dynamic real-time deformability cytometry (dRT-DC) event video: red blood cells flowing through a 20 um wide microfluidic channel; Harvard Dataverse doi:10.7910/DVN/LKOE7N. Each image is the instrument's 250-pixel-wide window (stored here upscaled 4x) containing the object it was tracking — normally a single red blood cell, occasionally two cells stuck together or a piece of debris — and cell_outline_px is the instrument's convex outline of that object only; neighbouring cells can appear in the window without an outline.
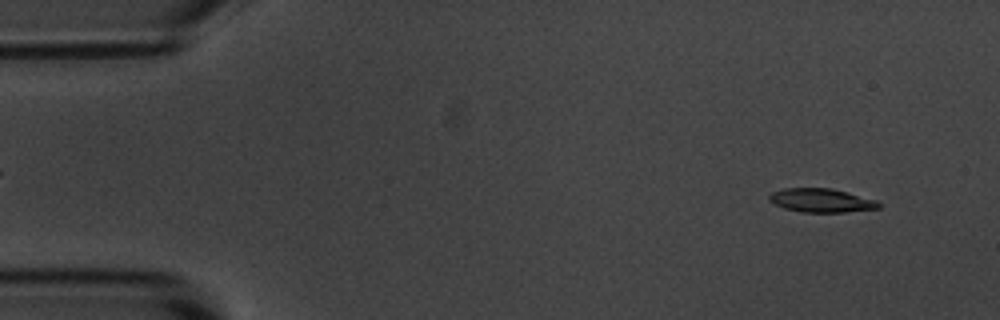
{"species": "common noctule bat (a hibernating species)", "species_latin": "Nyctalus noctula", "temperature_condition": "room temperature", "stored_images_in_passage": 55, "camera_frame_rate_fps": 3000, "um_per_image_px": 0.085, "animal": {"sex": "male", "body_mass_g": 20.1, "forearm_length_mm": 53.5}, "frame": {"image": 1, "passage_image": 4, "time_ms": 1.0, "image_size_px": [1000, 320], "cell_outline_px": [[880, 208], [844, 212], [800, 212], [784, 208], [768, 200], [768, 196], [772, 192], [784, 188], [832, 188], [848, 192], [876, 200], [880, 204]], "centroid_in_image_um": [69.8, 17.03], "position_along_channel_um": 15.2, "area_um2": 15.14}}
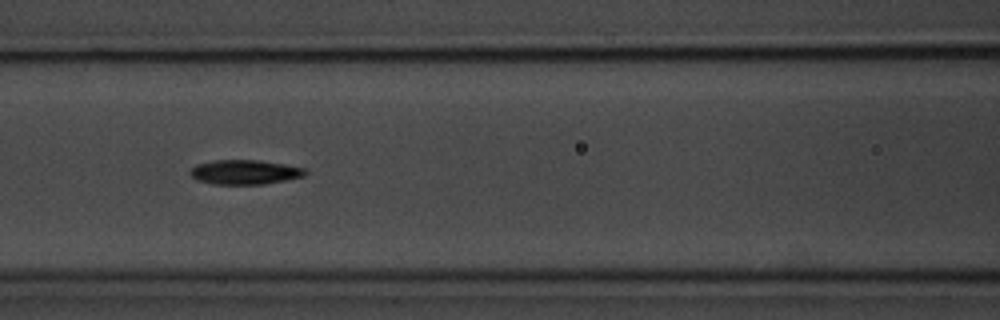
{"frame": {"image": 2, "passage_image": 23, "time_ms": 7.333, "image_size_px": [1000, 320], "cell_outline_px": [[308, 172], [304, 176], [264, 184], [212, 184], [196, 180], [188, 172], [196, 164], [216, 160], [260, 160], [308, 168]], "centroid_in_image_um": [20.82, 14.62], "position_along_channel_um": 145.8, "area_um2": 16.53}}
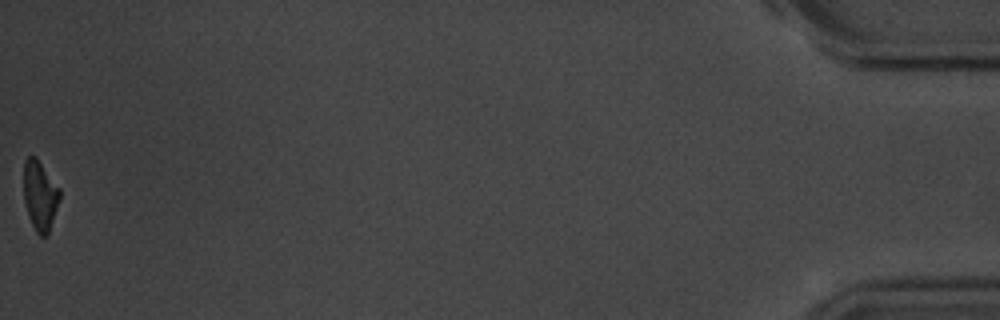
{"frame": {"image": 3, "passage_image": 55, "time_ms": 18.0, "image_size_px": [1000, 320], "cell_outline_px": [[60, 200], [48, 236], [40, 236], [36, 232], [28, 216], [24, 200], [24, 160], [28, 156], [36, 156], [60, 188]], "centroid_in_image_um": [3.41, 16.63], "position_along_channel_um": 431.8, "area_um2": 14.85}, "authors_computed_cell_mechanics": {"area_um2": 15.8372, "velocity_mm_per_s": 3.6233, "shape_relaxation_time_tau1_ms": 2.2696, "shape_relaxation_time_tau2_ms": null, "deformation_change_tau1": 0.1435, "deformation_change_tau2": null}}